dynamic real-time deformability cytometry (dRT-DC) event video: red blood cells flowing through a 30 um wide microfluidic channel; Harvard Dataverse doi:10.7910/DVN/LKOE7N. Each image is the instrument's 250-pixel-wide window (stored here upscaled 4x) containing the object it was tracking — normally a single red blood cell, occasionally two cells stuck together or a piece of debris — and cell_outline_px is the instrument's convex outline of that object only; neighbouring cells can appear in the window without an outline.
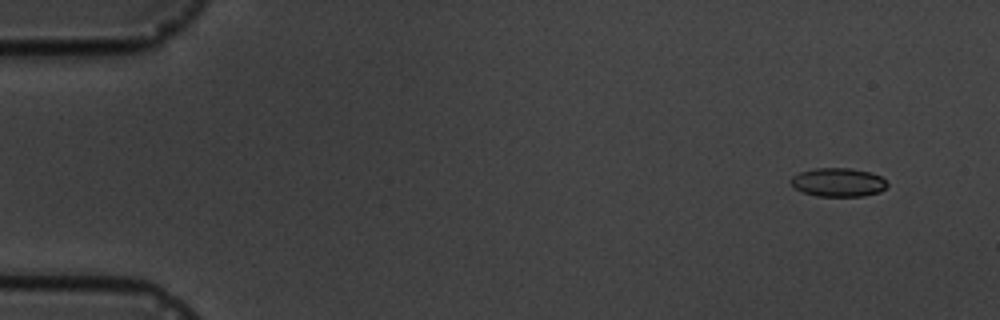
{"species": "common noctule bat (a hibernating species)", "species_latin": "Nyctalus noctula", "temperature_condition": "cold", "stored_images_in_passage": 6, "camera_frame_rate_fps": 3000, "um_per_image_px": 0.085, "animal": {"sex": "male", "body_mass_g": 19.5, "forearm_length_mm": 54.6}, "frame": {"image": 1, "passage_image": 1, "time_ms": 0.0, "image_size_px": [1000, 320], "cell_outline_px": [[888, 184], [880, 192], [864, 196], [816, 196], [792, 188], [788, 180], [792, 176], [800, 172], [816, 168], [848, 168], [868, 172], [880, 176]], "centroid_in_image_um": [71.18, 15.5], "position_along_channel_um": 13.8, "area_um2": 16.13}}
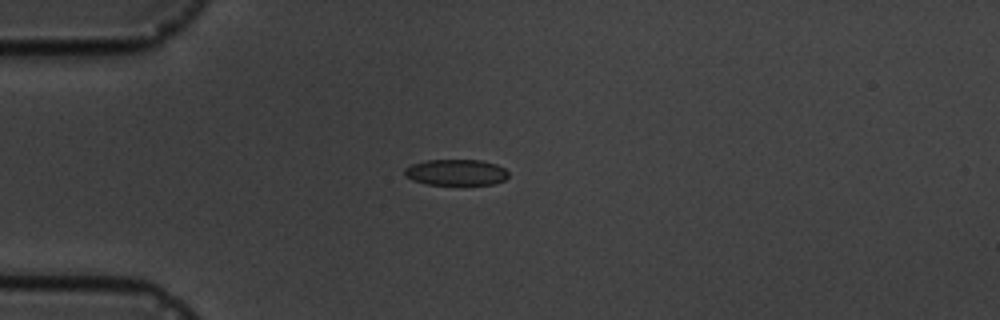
{"frame": {"image": 2, "passage_image": 4, "time_ms": 3.667, "image_size_px": [1000, 320], "cell_outline_px": [[508, 176], [504, 180], [492, 184], [428, 184], [412, 180], [404, 176], [404, 168], [412, 164], [424, 160], [480, 160], [496, 164], [504, 168], [508, 172]], "centroid_in_image_um": [38.73, 14.64], "position_along_channel_um": 46.3, "area_um2": 15.72}}
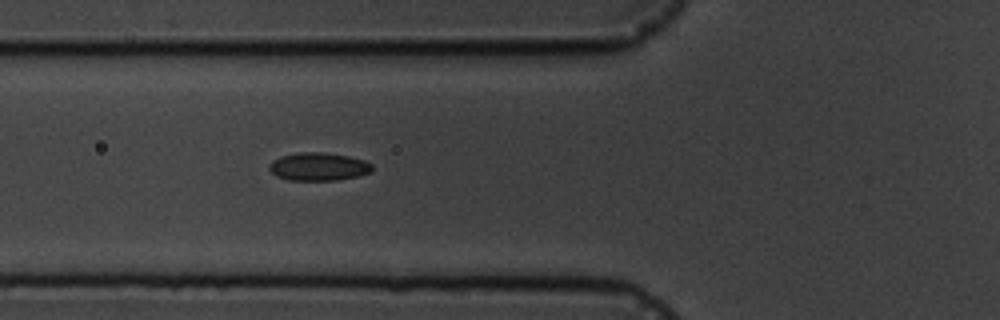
{"frame": {"image": 3, "passage_image": 6, "time_ms": 5.667, "image_size_px": [1000, 320], "cell_outline_px": [[372, 172], [360, 176], [340, 180], [288, 180], [276, 176], [268, 168], [268, 164], [272, 160], [280, 156], [304, 152], [324, 152], [348, 156], [364, 160], [372, 164]], "centroid_in_image_um": [27.08, 14.17], "position_along_channel_um": 98.7, "area_um2": 16.99}}